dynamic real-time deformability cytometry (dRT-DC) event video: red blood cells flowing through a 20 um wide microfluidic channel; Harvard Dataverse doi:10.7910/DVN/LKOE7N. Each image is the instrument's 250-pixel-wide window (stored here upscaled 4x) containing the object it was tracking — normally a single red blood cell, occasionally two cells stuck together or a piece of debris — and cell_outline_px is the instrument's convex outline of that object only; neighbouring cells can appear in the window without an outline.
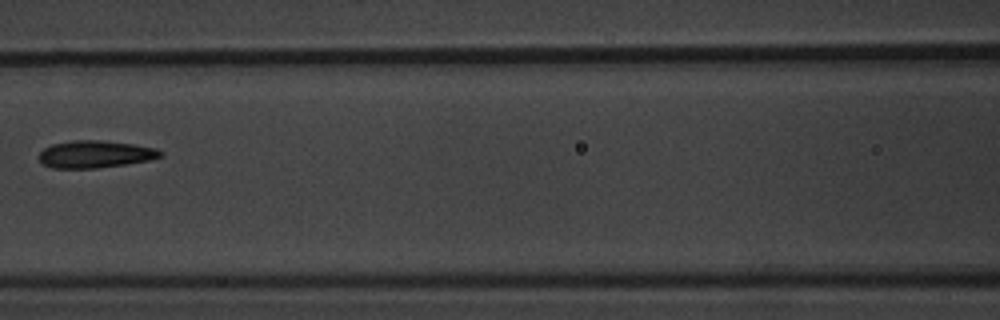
{"species": "common noctule bat (a hibernating species)", "species_latin": "Nyctalus noctula", "temperature_condition": "warm", "stored_images_in_passage": 8, "camera_frame_rate_fps": 3000, "um_per_image_px": 0.085, "animal": {"sex": "male", "body_mass_g": 20.1, "forearm_length_mm": 53.5}, "frame": {"image": 1, "passage_image": 8, "time_ms": 8.333, "image_size_px": [1000, 320], "cell_outline_px": [[164, 156], [148, 160], [124, 164], [96, 168], [52, 168], [44, 164], [40, 160], [40, 152], [44, 148], [52, 144], [72, 140], [100, 140], [132, 144], [156, 148], [164, 152]], "centroid_in_image_um": [8.11, 13.1], "position_along_channel_um": 158.5, "area_um2": 19.19}}